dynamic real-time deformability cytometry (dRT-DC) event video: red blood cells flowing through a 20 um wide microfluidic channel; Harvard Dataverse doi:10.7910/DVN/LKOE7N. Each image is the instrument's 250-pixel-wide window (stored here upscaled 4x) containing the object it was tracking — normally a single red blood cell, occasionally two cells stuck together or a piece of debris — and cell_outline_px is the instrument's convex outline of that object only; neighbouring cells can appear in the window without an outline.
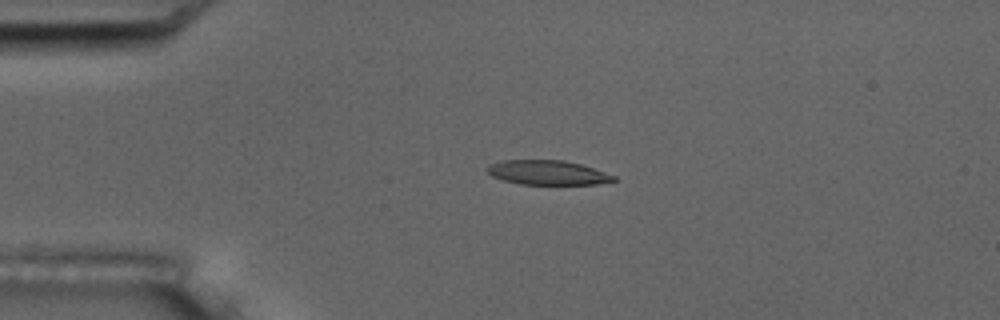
{"species": "common noctule bat (a hibernating species)", "species_latin": "Nyctalus noctula", "temperature_condition": "room temperature", "stored_images_in_passage": 7, "camera_frame_rate_fps": 3000, "um_per_image_px": 0.085, "animal": {"sex": "male", "body_mass_g": 17.5, "forearm_length_mm": 52.3}, "frame": {"image": 1, "passage_image": 4, "time_ms": 4.0, "image_size_px": [1000, 320], "cell_outline_px": [[620, 180], [596, 184], [520, 184], [504, 180], [492, 176], [488, 172], [488, 164], [500, 160], [564, 160], [580, 164], [616, 176]], "centroid_in_image_um": [46.56, 14.67], "position_along_channel_um": 38.4, "area_um2": 17.98}}
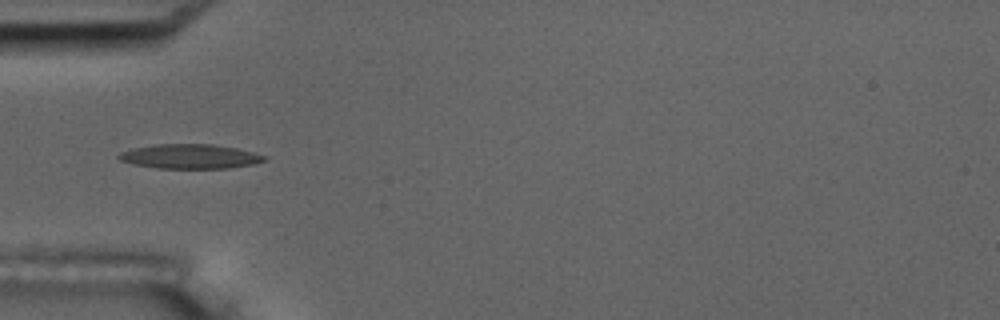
{"frame": {"image": 2, "passage_image": 5, "time_ms": 5.667, "image_size_px": [1000, 320], "cell_outline_px": [[268, 160], [252, 164], [228, 168], [156, 168], [132, 164], [120, 160], [116, 156], [120, 152], [132, 148], [156, 144], [212, 144], [236, 148], [268, 156]], "centroid_in_image_um": [16.13, 13.29], "position_along_channel_um": 68.9, "area_um2": 20.81}}